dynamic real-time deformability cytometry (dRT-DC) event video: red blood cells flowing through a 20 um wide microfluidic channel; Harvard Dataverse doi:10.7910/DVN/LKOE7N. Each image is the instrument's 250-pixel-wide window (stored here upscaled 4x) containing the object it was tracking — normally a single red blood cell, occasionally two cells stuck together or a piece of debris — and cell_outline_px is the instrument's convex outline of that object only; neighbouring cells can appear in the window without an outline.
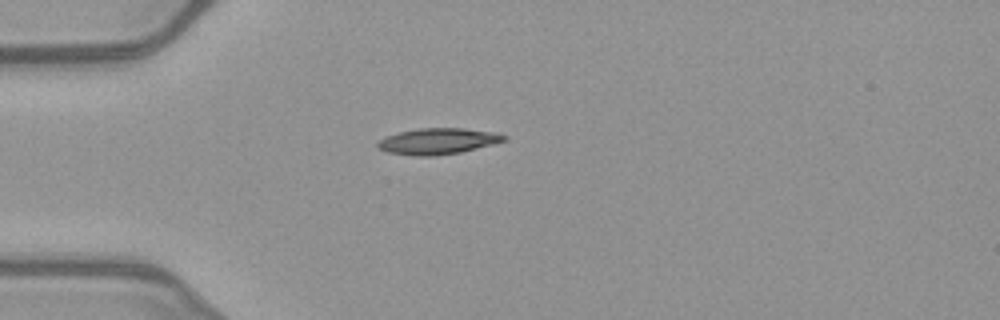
{"species": "common noctule bat (a hibernating species)", "species_latin": "Nyctalus noctula", "temperature_condition": "warm", "stored_images_in_passage": 38, "camera_frame_rate_fps": 3000, "um_per_image_px": 0.085, "animal": {"sex": "female", "body_mass_g": 21.9}, "frame": {"image": 1, "passage_image": 1, "time_ms": 0.0, "image_size_px": [1000, 320], "cell_outline_px": [[508, 136], [504, 140], [492, 144], [460, 152], [436, 156], [416, 156], [388, 152], [376, 148], [376, 144], [380, 140], [388, 136], [400, 132], [420, 128], [464, 128], [496, 132]], "centroid_in_image_um": [37.21, 12.0], "position_along_channel_um": 47.8, "area_um2": 19.07}}
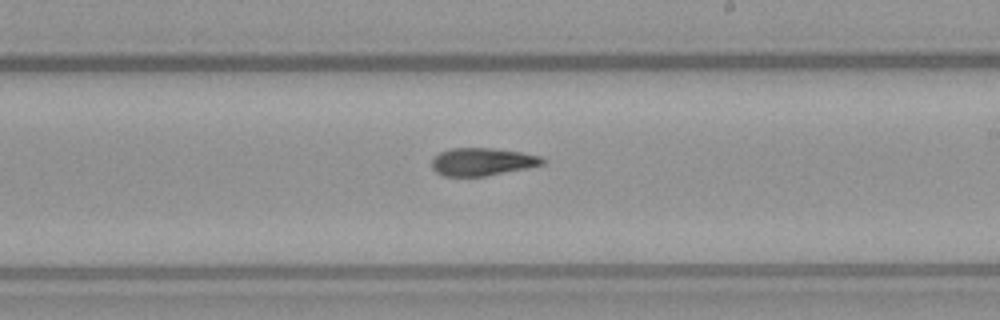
{"frame": {"image": 2, "passage_image": 17, "time_ms": 5.333, "image_size_px": [1000, 320], "cell_outline_px": [[544, 164], [528, 168], [484, 176], [444, 176], [436, 172], [432, 168], [432, 160], [440, 152], [452, 148], [492, 148], [520, 152], [540, 156], [544, 160]], "centroid_in_image_um": [40.98, 13.75], "position_along_channel_um": 248.0, "area_um2": 17.74}}
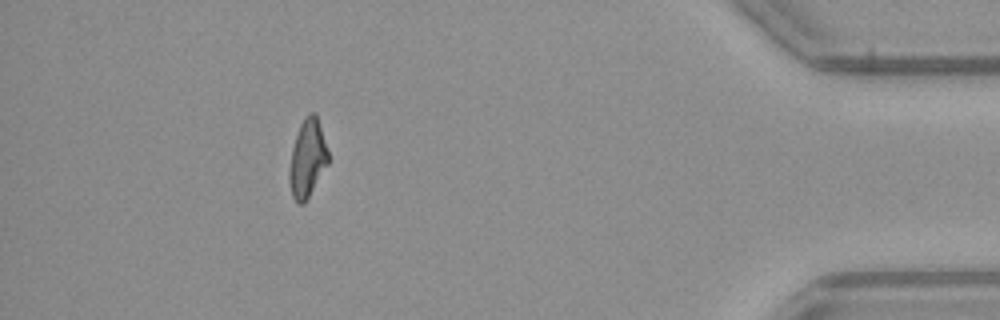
{"frame": {"image": 3, "passage_image": 33, "time_ms": 10.667, "image_size_px": [1000, 320], "cell_outline_px": [[328, 164], [304, 204], [300, 204], [292, 196], [288, 180], [288, 172], [292, 148], [300, 124], [304, 116], [308, 112], [316, 112], [328, 148]], "centroid_in_image_um": [26.13, 13.43], "position_along_channel_um": 409.1, "area_um2": 17.8}, "authors_computed_cell_mechanics": {"area_um2": 18.2648, "velocity_mm_per_s": 4.0502, "shape_relaxation_time_tau1_ms": 9.6657, "shape_relaxation_time_tau2_ms": 10.2157, "deformation_change_tau1": 0.2431, "deformation_change_tau2": 0.2286}}